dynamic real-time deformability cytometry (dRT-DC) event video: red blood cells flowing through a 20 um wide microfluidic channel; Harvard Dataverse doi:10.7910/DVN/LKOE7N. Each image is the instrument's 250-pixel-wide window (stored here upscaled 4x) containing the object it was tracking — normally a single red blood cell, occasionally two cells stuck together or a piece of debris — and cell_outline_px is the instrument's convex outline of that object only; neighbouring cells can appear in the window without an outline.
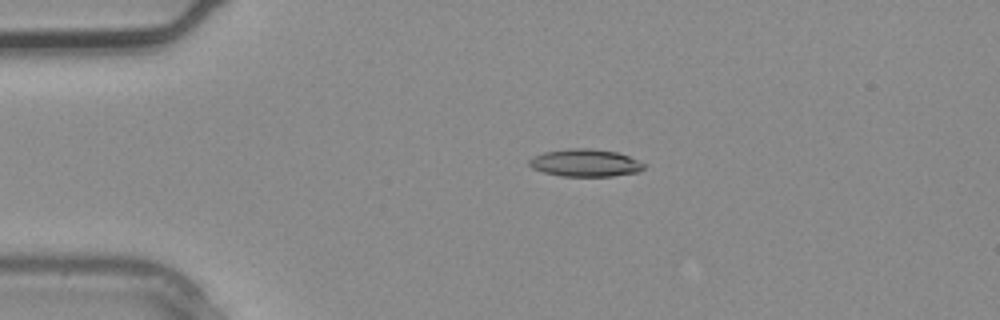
{"species": "common noctule bat (a hibernating species)", "species_latin": "Nyctalus noctula", "temperature_condition": "warm", "stored_images_in_passage": 3, "camera_frame_rate_fps": 3000, "um_per_image_px": 0.085, "animal": {"sex": "male", "body_mass_g": 20.4}, "frame": {"image": 1, "passage_image": 2, "time_ms": 0.333, "image_size_px": [1000, 320], "cell_outline_px": [[648, 164], [640, 172], [612, 176], [560, 176], [544, 172], [532, 168], [528, 164], [528, 160], [532, 156], [544, 152], [568, 148], [592, 148], [616, 152], [628, 156]], "centroid_in_image_um": [49.75, 13.84], "position_along_channel_um": 35.2, "area_um2": 18.61}}